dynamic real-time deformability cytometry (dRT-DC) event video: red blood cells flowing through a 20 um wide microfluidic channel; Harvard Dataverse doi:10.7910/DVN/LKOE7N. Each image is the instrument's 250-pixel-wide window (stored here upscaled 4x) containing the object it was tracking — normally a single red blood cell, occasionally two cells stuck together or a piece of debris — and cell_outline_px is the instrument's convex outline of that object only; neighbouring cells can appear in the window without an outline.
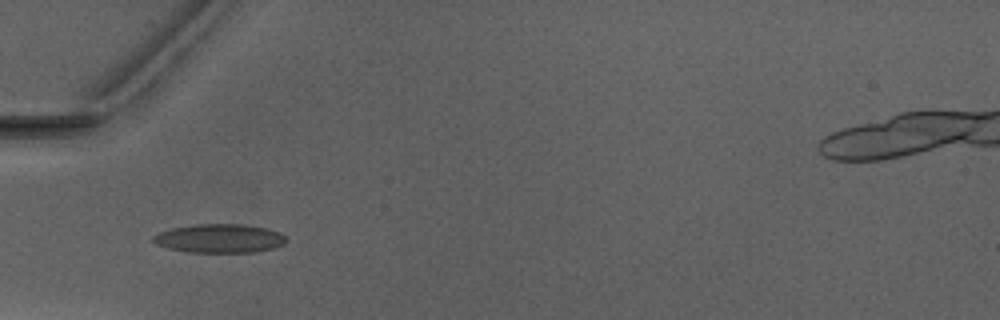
{"species": "Egyptian fruit bat (a non-hibernating species)", "species_latin": "Rousettus aegyptiacus", "temperature_condition": "warm", "stored_images_in_passage": 5, "camera_frame_rate_fps": 3000, "um_per_image_px": 0.085, "animal": {"sex": "male"}, "frame": {"image": 1, "passage_image": 1, "time_ms": 0.0, "image_size_px": [1000, 320], "cell_outline_px": [[288, 240], [284, 244], [272, 248], [256, 252], [188, 252], [168, 248], [156, 244], [152, 240], [152, 236], [156, 232], [172, 228], [192, 224], [244, 224], [268, 228], [280, 232]], "centroid_in_image_um": [18.65, 20.25], "position_along_channel_um": 66.4, "area_um2": 22.54}}
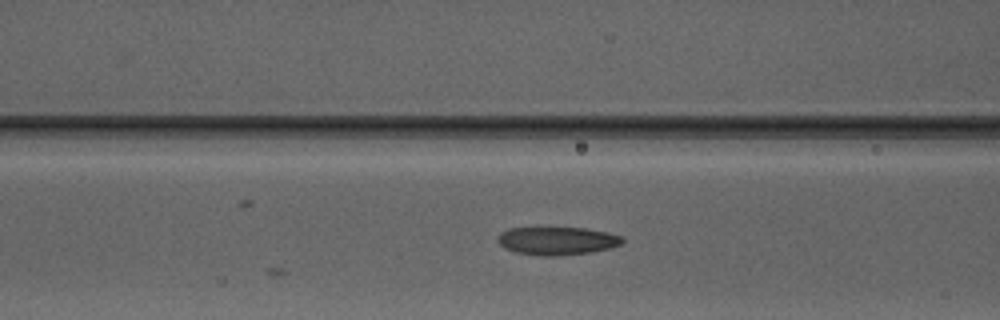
{"frame": {"image": 2, "passage_image": 5, "time_ms": 1.333, "image_size_px": [1000, 320], "cell_outline_px": [[624, 240], [620, 244], [612, 248], [592, 252], [552, 256], [540, 256], [516, 252], [504, 248], [496, 240], [496, 236], [500, 232], [508, 228], [584, 228], [608, 232], [620, 236]], "centroid_in_image_um": [47.32, 20.47], "position_along_channel_um": 119.3, "area_um2": 20.46}}